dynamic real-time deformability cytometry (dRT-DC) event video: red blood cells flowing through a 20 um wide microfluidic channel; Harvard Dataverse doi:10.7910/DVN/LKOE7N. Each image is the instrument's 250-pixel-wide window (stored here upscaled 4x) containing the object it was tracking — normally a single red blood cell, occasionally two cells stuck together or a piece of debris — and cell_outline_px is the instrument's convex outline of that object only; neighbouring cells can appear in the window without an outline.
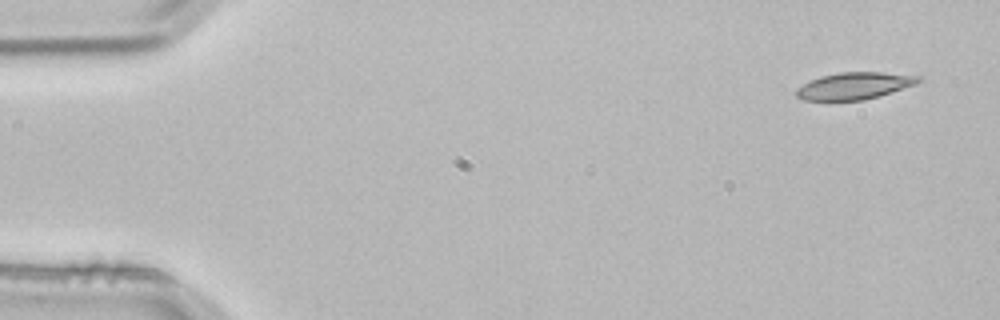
{"species": "common noctule bat (a hibernating species)", "species_latin": "Nyctalus noctula", "temperature_condition": "room temperature", "stored_images_in_passage": 4, "camera_frame_rate_fps": 3000, "um_per_image_px": 0.085, "animal": {"sex": "male", "body_mass_g": 21.5, "forearm_length_mm": 52.0}, "frame": {"image": 1, "passage_image": 1, "time_ms": 0.0, "image_size_px": [1000, 320], "cell_outline_px": [[920, 80], [916, 84], [864, 100], [804, 100], [796, 96], [796, 88], [820, 76], [840, 72], [880, 72], [920, 76]], "centroid_in_image_um": [72.59, 7.29], "position_along_channel_um": 12.4, "area_um2": 18.84}}
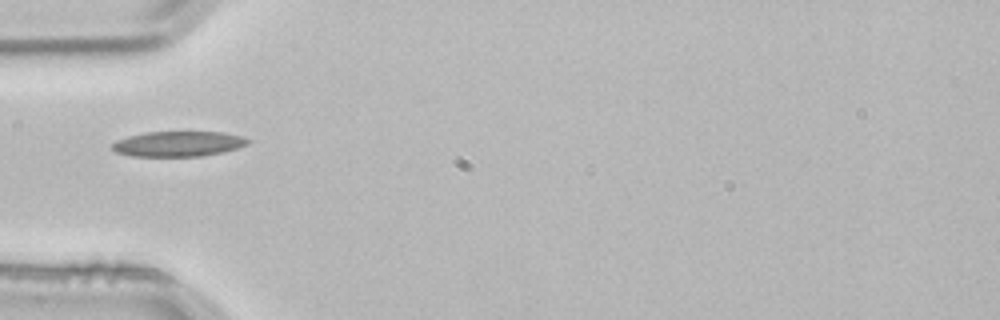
{"frame": {"image": 2, "passage_image": 4, "time_ms": 1.0, "image_size_px": [1000, 320], "cell_outline_px": [[252, 140], [248, 144], [236, 148], [220, 152], [200, 156], [132, 156], [116, 152], [112, 148], [112, 144], [116, 140], [128, 136], [144, 132], [224, 132], [240, 136]], "centroid_in_image_um": [15.13, 12.22], "position_along_channel_um": 69.9, "area_um2": 19.83}}